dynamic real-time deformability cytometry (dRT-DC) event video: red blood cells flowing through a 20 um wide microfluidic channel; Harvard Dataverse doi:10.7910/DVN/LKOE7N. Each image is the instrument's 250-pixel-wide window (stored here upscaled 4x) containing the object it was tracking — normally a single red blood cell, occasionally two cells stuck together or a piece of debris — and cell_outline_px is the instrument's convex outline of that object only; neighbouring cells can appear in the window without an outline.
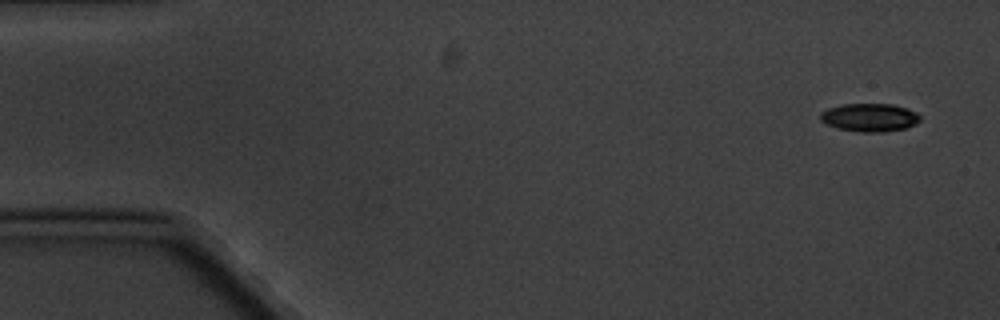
{"species": "common noctule bat (a hibernating species)", "species_latin": "Nyctalus noctula", "temperature_condition": "cold", "stored_images_in_passage": 6, "segment_of_instrument_passage": [1, 2], "camera_frame_rate_fps": 3000, "um_per_image_px": 0.085, "animal": {"sex": "male", "body_mass_g": 20.1, "forearm_length_mm": 53.5}, "frame": {"image": 1, "passage_image": 1, "time_ms": 0.0, "image_size_px": [1000, 320], "cell_outline_px": [[920, 120], [916, 124], [904, 128], [884, 132], [860, 132], [836, 128], [820, 120], [820, 112], [828, 108], [844, 104], [892, 104], [916, 112], [920, 116]], "centroid_in_image_um": [73.9, 9.99], "position_along_channel_um": 11.1, "area_um2": 16.3}}
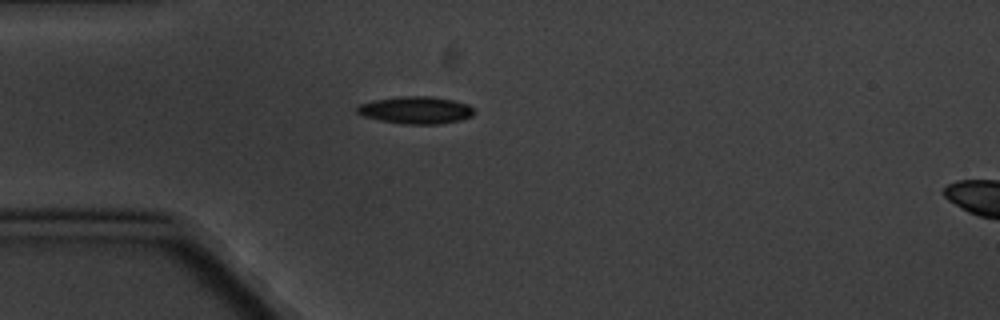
{"frame": {"image": 2, "passage_image": 5, "time_ms": 4.333, "image_size_px": [1000, 320], "cell_outline_px": [[476, 112], [472, 116], [460, 120], [440, 124], [400, 124], [360, 116], [356, 112], [356, 108], [360, 104], [376, 100], [400, 96], [432, 96], [452, 100], [468, 104]], "centroid_in_image_um": [35.34, 9.37], "position_along_channel_um": 49.7, "area_um2": 18.73}}